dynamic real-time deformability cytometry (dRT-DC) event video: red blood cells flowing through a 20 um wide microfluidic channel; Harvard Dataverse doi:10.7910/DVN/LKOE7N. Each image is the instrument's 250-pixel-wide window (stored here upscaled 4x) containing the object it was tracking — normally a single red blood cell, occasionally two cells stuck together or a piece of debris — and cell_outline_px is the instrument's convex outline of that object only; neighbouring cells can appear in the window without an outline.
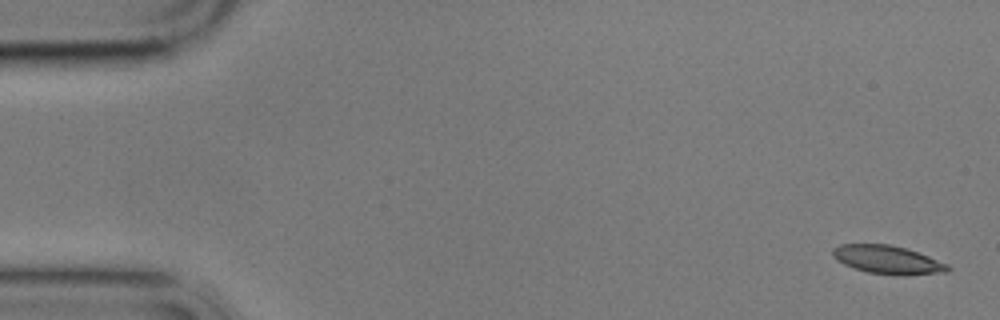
{"species": "common noctule bat (a hibernating species)", "species_latin": "Nyctalus noctula", "temperature_condition": "cold", "stored_images_in_passage": 15, "camera_frame_rate_fps": 3000, "um_per_image_px": 0.085, "animal": {"sex": "male", "body_mass_g": 17.9}, "frame": {"image": 1, "passage_image": 1, "time_ms": 0.0, "image_size_px": [1000, 320], "cell_outline_px": [[952, 268], [948, 272], [868, 272], [852, 268], [836, 260], [832, 256], [832, 248], [840, 244], [888, 244], [904, 248], [928, 256], [948, 264]], "centroid_in_image_um": [75.34, 22.01], "position_along_channel_um": 9.7, "area_um2": 17.98}}
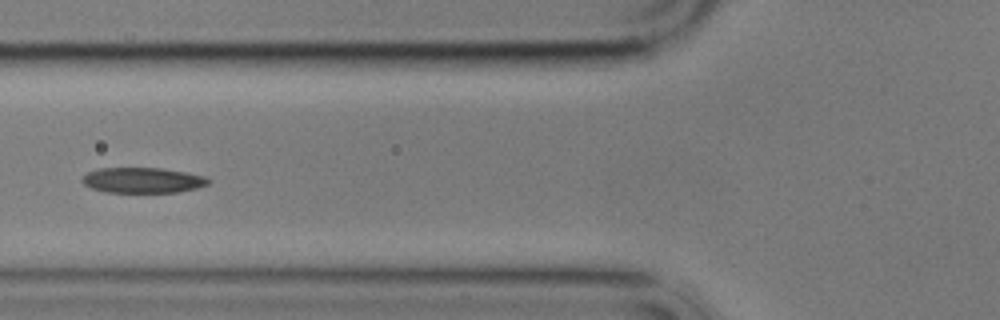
{"frame": {"image": 2, "passage_image": 6, "time_ms": 6.667, "image_size_px": [1000, 320], "cell_outline_px": [[212, 180], [208, 184], [196, 188], [176, 192], [104, 192], [92, 188], [84, 184], [80, 180], [88, 172], [100, 168], [160, 168], [188, 172], [204, 176]], "centroid_in_image_um": [12.14, 15.31], "position_along_channel_um": 113.7, "area_um2": 18.67}}
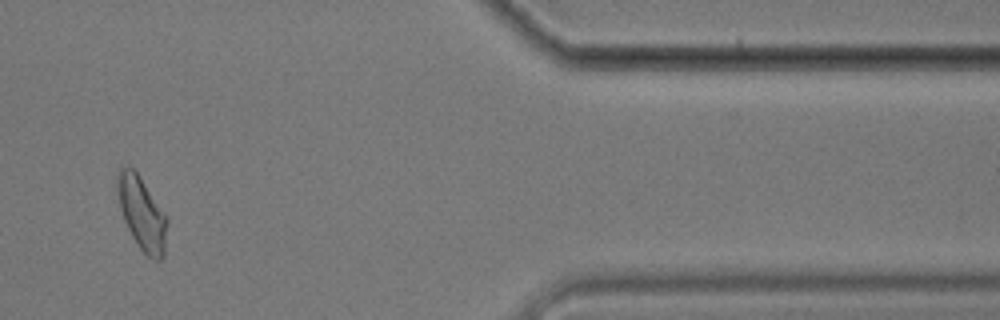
{"frame": {"image": 3, "passage_image": 13, "time_ms": 16.0, "image_size_px": [1000, 320], "cell_outline_px": [[168, 220], [164, 256], [160, 260], [152, 260], [136, 244], [124, 220], [120, 208], [116, 192], [116, 176], [120, 168], [128, 164], [140, 176], [168, 216]], "centroid_in_image_um": [12.06, 18.11], "position_along_channel_um": 399.3, "area_um2": 21.62}, "authors_computed_cell_mechanics": {"area_um2": 18.9584, "velocity_mm_per_s": 3.4685, "shape_relaxation_time_tau1_ms": 2.9886, "shape_relaxation_time_tau2_ms": 3.7714, "deformation_change_tau1": 0.0994, "deformation_change_tau2": 0.096}}